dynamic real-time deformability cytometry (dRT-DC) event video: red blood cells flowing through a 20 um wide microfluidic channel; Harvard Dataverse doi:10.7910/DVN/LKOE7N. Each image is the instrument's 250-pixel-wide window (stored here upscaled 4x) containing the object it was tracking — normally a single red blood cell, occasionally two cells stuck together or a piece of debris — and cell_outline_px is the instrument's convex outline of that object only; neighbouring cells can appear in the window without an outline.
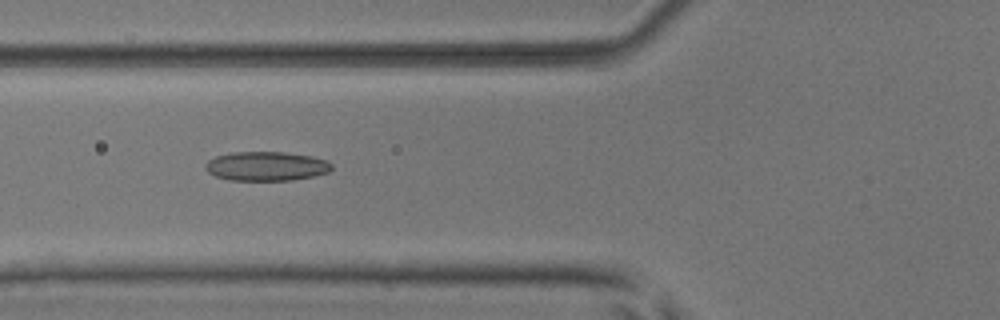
{"species": "common noctule bat (a hibernating species)", "species_latin": "Nyctalus noctula", "temperature_condition": "room temperature", "stored_images_in_passage": 8, "camera_frame_rate_fps": 3000, "um_per_image_px": 0.085, "animal": {"sex": "male", "body_mass_g": 17.9, "forearm_length_mm": 54.2}, "frame": {"image": 1, "passage_image": 6, "time_ms": 1.667, "image_size_px": [1000, 320], "cell_outline_px": [[332, 168], [328, 172], [312, 176], [292, 180], [232, 180], [216, 176], [208, 172], [204, 168], [204, 164], [208, 160], [216, 156], [232, 152], [284, 152], [312, 156], [328, 160], [332, 164]], "centroid_in_image_um": [22.63, 14.12], "position_along_channel_um": 103.2, "area_um2": 21.5}}
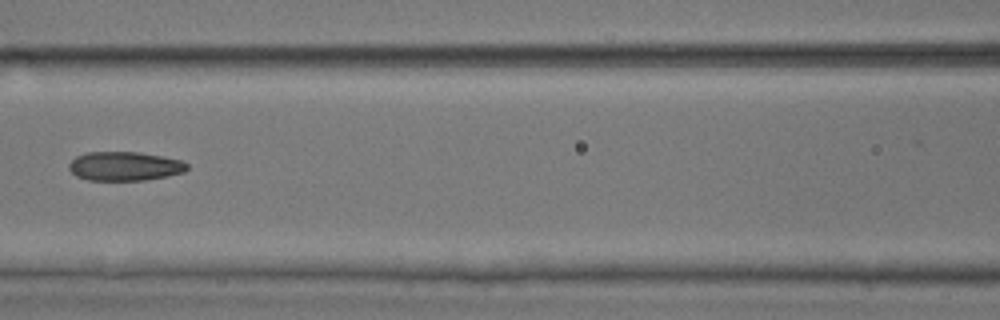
{"frame": {"image": 2, "passage_image": 7, "time_ms": 2.0, "image_size_px": [1000, 320], "cell_outline_px": [[188, 168], [184, 172], [168, 176], [144, 180], [88, 180], [76, 176], [68, 168], [68, 164], [76, 156], [88, 152], [140, 152], [180, 160], [188, 164]], "centroid_in_image_um": [10.58, 14.13], "position_along_channel_um": 156.0, "area_um2": 19.94}}
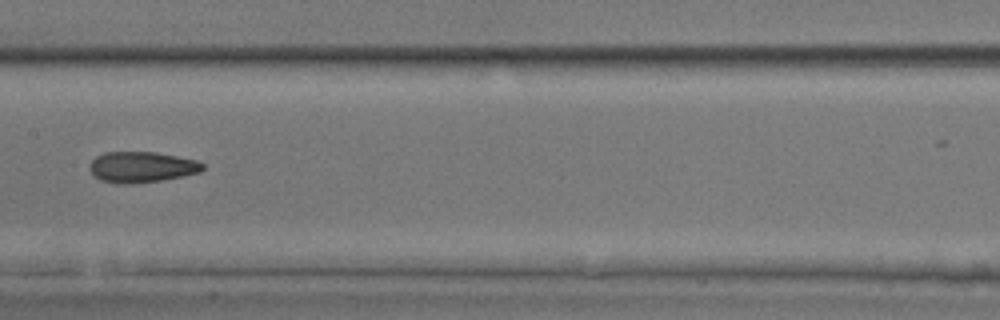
{"frame": {"image": 3, "passage_image": 8, "time_ms": 2.333, "image_size_px": [1000, 320], "cell_outline_px": [[204, 168], [200, 172], [184, 176], [160, 180], [132, 184], [116, 184], [100, 180], [88, 168], [88, 164], [96, 156], [104, 152], [156, 152], [196, 160], [204, 164]], "centroid_in_image_um": [12.02, 14.2], "position_along_channel_um": 195.4, "area_um2": 20.4}}